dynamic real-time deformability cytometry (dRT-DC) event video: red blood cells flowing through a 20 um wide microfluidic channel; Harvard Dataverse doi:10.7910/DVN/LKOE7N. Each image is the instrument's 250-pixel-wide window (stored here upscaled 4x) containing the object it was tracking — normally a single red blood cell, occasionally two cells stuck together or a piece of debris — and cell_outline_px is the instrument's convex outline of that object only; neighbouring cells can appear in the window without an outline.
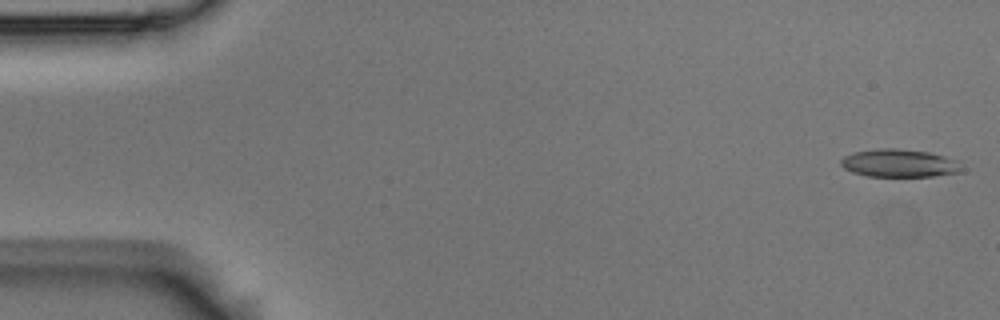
{"species": "Egyptian fruit bat (a non-hibernating species)", "species_latin": "Rousettus aegyptiacus", "temperature_condition": "room temperature", "stored_images_in_passage": 53, "camera_frame_rate_fps": 3000, "um_per_image_px": 0.085, "animal": {"sex": "male"}, "frame": {"image": 1, "passage_image": 1, "time_ms": 0.0, "image_size_px": [1000, 320], "cell_outline_px": [[960, 172], [932, 176], [868, 176], [852, 172], [844, 168], [840, 164], [840, 160], [844, 156], [852, 152], [880, 148], [896, 148], [928, 152], [944, 156], [956, 160], [960, 168]], "centroid_in_image_um": [76.37, 13.86], "position_along_channel_um": 8.6, "area_um2": 19.48}}
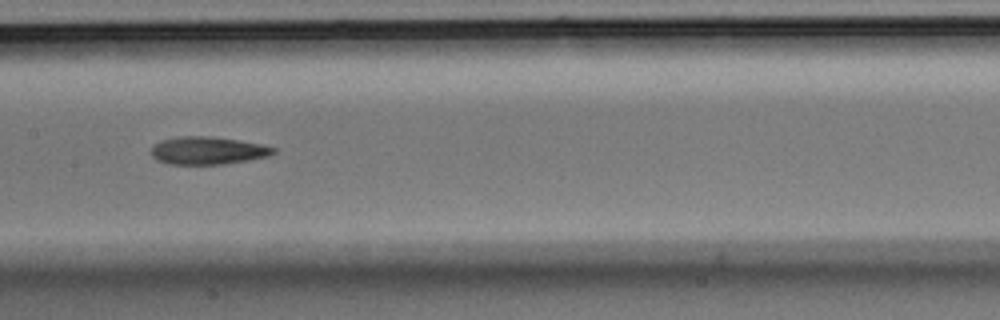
{"frame": {"image": 2, "passage_image": 26, "time_ms": 8.333, "image_size_px": [1000, 320], "cell_outline_px": [[276, 152], [268, 156], [248, 160], [224, 164], [168, 164], [156, 160], [152, 156], [152, 148], [160, 140], [184, 136], [212, 136], [240, 140], [260, 144], [276, 148]], "centroid_in_image_um": [17.67, 12.8], "position_along_channel_um": 189.7, "area_um2": 19.71}}
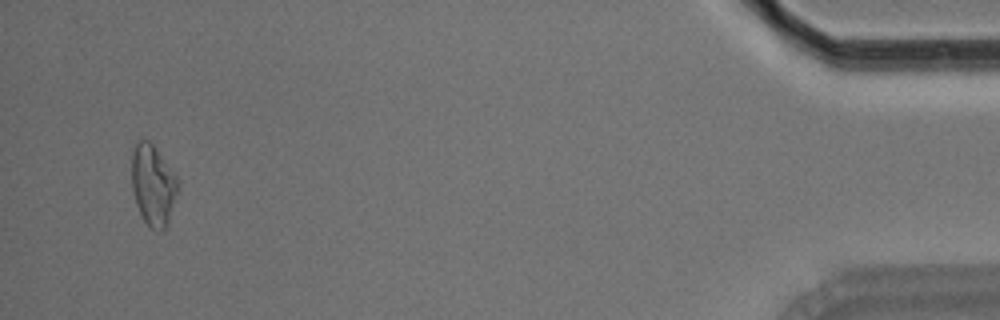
{"frame": {"image": 3, "passage_image": 51, "time_ms": 16.667, "image_size_px": [1000, 320], "cell_outline_px": [[180, 188], [168, 224], [164, 232], [156, 232], [148, 228], [136, 204], [132, 192], [132, 152], [136, 144], [140, 140], [148, 140], [156, 148], [180, 180]], "centroid_in_image_um": [13.05, 15.8], "position_along_channel_um": 422.1, "area_um2": 22.37}, "authors_computed_cell_mechanics": {"area_um2": 19.941, "velocity_mm_per_s": 3.7556, "shape_relaxation_time_tau1_ms": 7.4564, "shape_relaxation_time_tau2_ms": null, "deformation_change_tau1": 0.1733, "deformation_change_tau2": null}}